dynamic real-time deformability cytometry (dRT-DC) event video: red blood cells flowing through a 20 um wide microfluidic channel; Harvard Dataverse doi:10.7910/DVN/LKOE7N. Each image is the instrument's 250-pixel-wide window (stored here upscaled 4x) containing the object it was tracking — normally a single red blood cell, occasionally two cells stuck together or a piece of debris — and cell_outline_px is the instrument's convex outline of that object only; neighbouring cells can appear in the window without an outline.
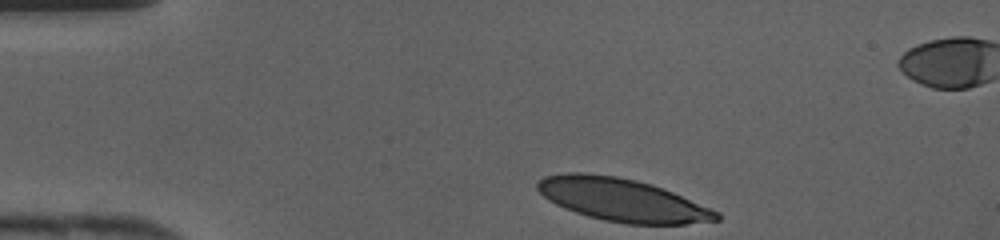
{"species": "human", "species_latin": "Homo sapiens", "temperature_condition": "cold", "stored_images_in_passage": 30, "camera_frame_rate_fps": 3000, "um_per_image_px": 0.085, "donor": {"sex": "female"}, "frame": {"image": 1, "passage_image": 1, "time_ms": 0.0, "image_size_px": [1000, 240], "cell_outline_px": [[720, 220], [684, 224], [628, 224], [604, 220], [588, 216], [564, 208], [548, 200], [536, 188], [536, 184], [544, 176], [564, 172], [580, 172], [616, 176], [636, 180], [652, 184], [672, 192], [720, 212]], "centroid_in_image_um": [52.87, 16.98], "position_along_channel_um": 32.1, "area_um2": 44.56}}
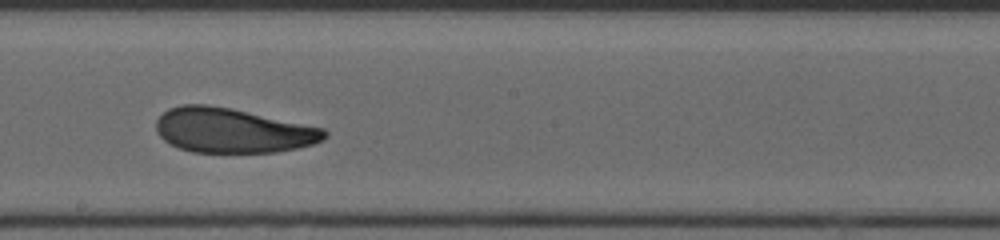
{"frame": {"image": 2, "passage_image": 17, "time_ms": 5.333, "image_size_px": [1000, 240], "cell_outline_px": [[328, 136], [324, 140], [312, 144], [296, 148], [276, 152], [192, 152], [168, 144], [156, 132], [156, 120], [168, 108], [180, 104], [204, 104], [232, 108], [324, 128], [328, 132]], "centroid_in_image_um": [19.75, 11.08], "position_along_channel_um": 228.4, "area_um2": 43.99}}
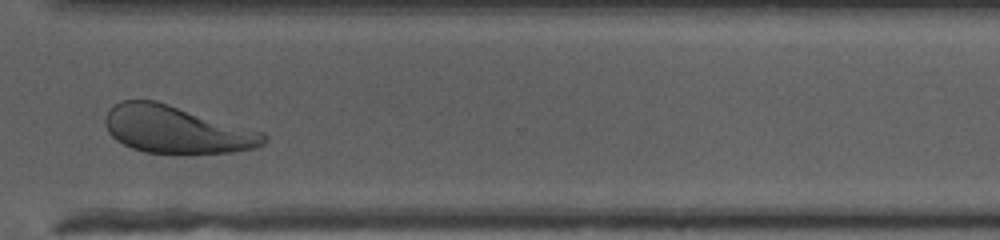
{"frame": {"image": 3, "passage_image": 25, "time_ms": 8.0, "image_size_px": [1000, 240], "cell_outline_px": [[268, 140], [264, 144], [256, 148], [232, 152], [144, 152], [132, 148], [116, 140], [108, 132], [104, 124], [104, 116], [108, 108], [120, 100], [156, 100], [264, 132], [268, 136]], "centroid_in_image_um": [14.98, 10.99], "position_along_channel_um": 355.6, "area_um2": 43.75}}